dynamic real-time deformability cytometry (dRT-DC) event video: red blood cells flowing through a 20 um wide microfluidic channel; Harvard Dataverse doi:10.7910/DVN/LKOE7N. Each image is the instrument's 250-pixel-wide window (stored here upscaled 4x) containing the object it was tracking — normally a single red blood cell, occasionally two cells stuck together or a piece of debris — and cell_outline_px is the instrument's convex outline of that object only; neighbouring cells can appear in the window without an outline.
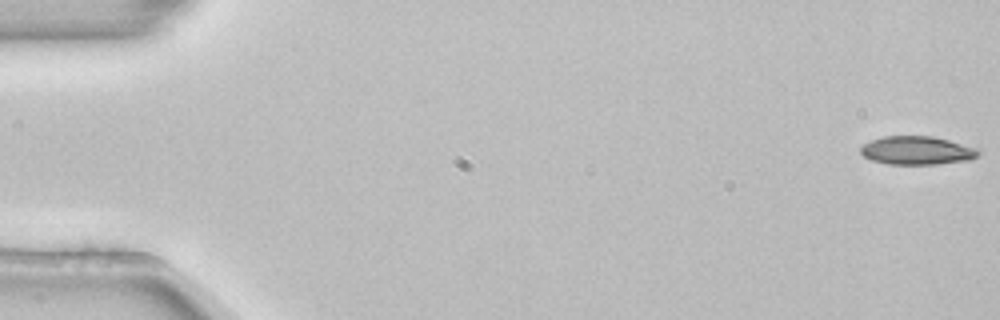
{"species": "common noctule bat (a hibernating species)", "species_latin": "Nyctalus noctula", "temperature_condition": "room temperature", "stored_images_in_passage": 4, "camera_frame_rate_fps": 3000, "um_per_image_px": 0.085, "animal": {"sex": "female", "body_mass_g": 22.7, "forearm_length_mm": 54.2}, "frame": {"image": 1, "passage_image": 1, "time_ms": 0.0, "image_size_px": [1000, 320], "cell_outline_px": [[980, 152], [972, 160], [936, 164], [888, 164], [872, 160], [864, 156], [860, 152], [860, 148], [864, 144], [872, 140], [884, 136], [932, 136], [948, 140], [976, 148]], "centroid_in_image_um": [77.94, 12.79], "position_along_channel_um": 7.1, "area_um2": 19.36}}
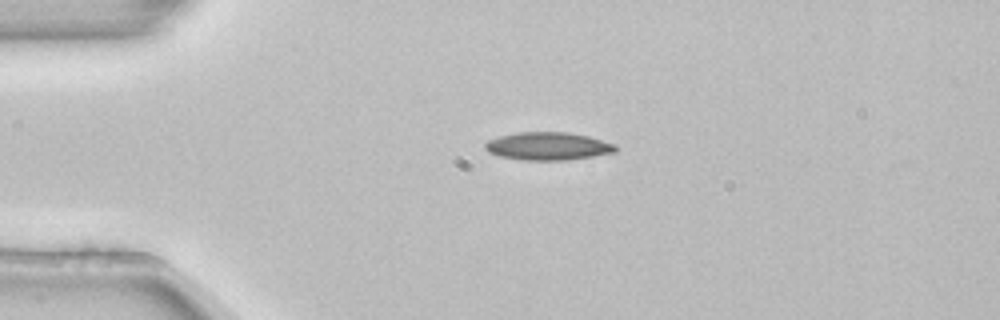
{"frame": {"image": 2, "passage_image": 4, "time_ms": 1.0, "image_size_px": [1000, 320], "cell_outline_px": [[616, 152], [568, 160], [520, 160], [500, 156], [488, 152], [484, 148], [484, 144], [488, 140], [500, 136], [516, 132], [568, 132], [588, 136], [616, 144]], "centroid_in_image_um": [46.56, 12.42], "position_along_channel_um": 38.4, "area_um2": 21.27}}